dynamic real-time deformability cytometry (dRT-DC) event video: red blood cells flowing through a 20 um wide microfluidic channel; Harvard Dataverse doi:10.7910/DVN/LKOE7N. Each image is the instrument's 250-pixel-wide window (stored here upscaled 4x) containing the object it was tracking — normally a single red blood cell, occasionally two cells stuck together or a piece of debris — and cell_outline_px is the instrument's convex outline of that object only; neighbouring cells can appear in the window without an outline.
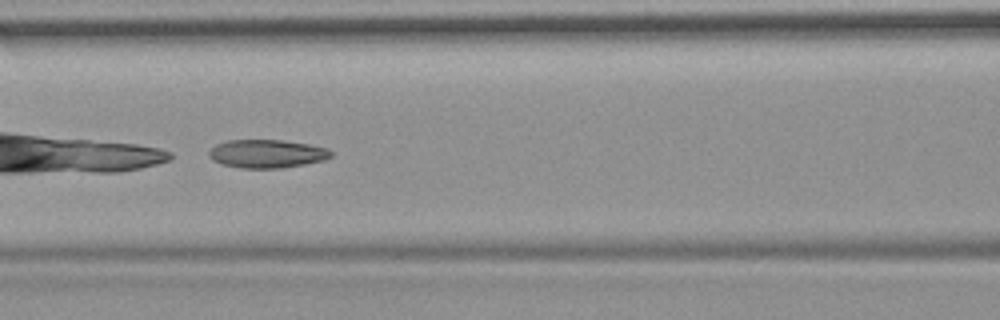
{"species": "common noctule bat (a hibernating species)", "species_latin": "Nyctalus noctula", "temperature_condition": "room temperature", "stored_images_in_passage": 34, "camera_frame_rate_fps": 3000, "um_per_image_px": 0.085, "animal": {"sex": "female", "body_mass_g": 19.9}, "frame": {"image": 1, "passage_image": 10, "time_ms": 3.0, "image_size_px": [1000, 320], "cell_outline_px": [[332, 156], [324, 160], [304, 164], [280, 168], [240, 168], [220, 164], [212, 160], [208, 156], [208, 152], [216, 144], [228, 140], [280, 140], [308, 144], [328, 148], [332, 152]], "centroid_in_image_um": [22.66, 13.07], "position_along_channel_um": 143.9, "area_um2": 20.17}, "authors_computed_cell_mechanics": {"area_um2": 20.2011, "velocity_mm_per_s": 3.7073, "shape_relaxation_time_tau1_ms": null, "shape_relaxation_time_tau2_ms": 2.781, "deformation_change_tau1": null, "deformation_change_tau2": 0.0944}}